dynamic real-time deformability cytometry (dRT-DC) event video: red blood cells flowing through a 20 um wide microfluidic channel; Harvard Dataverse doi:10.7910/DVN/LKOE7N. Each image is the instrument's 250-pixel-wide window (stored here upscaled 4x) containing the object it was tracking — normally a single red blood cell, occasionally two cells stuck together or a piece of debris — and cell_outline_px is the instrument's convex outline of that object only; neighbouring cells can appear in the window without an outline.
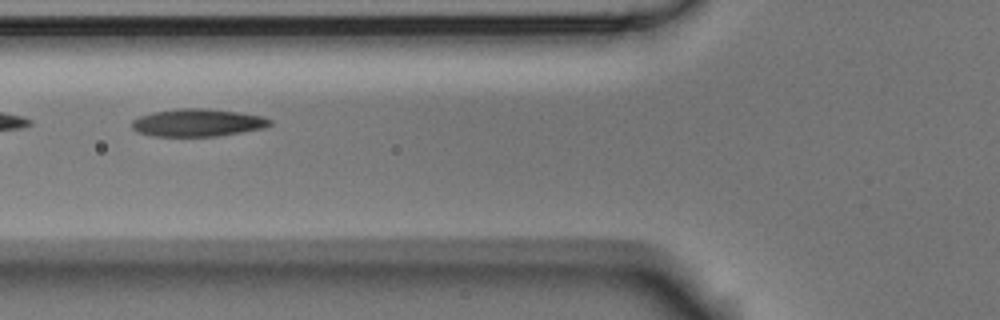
{"species": "Egyptian fruit bat (a non-hibernating species)", "species_latin": "Rousettus aegyptiacus", "temperature_condition": "room temperature", "stored_images_in_passage": 5, "camera_frame_rate_fps": 3000, "um_per_image_px": 0.085, "animal": {"sex": "male"}, "frame": {"image": 1, "passage_image": 3, "time_ms": 0.667, "image_size_px": [1000, 320], "cell_outline_px": [[272, 124], [264, 128], [216, 136], [152, 136], [140, 132], [132, 128], [132, 120], [140, 116], [152, 112], [176, 108], [204, 108], [240, 112], [264, 116], [272, 120]], "centroid_in_image_um": [16.82, 10.41], "position_along_channel_um": 109.0, "area_um2": 22.25}}
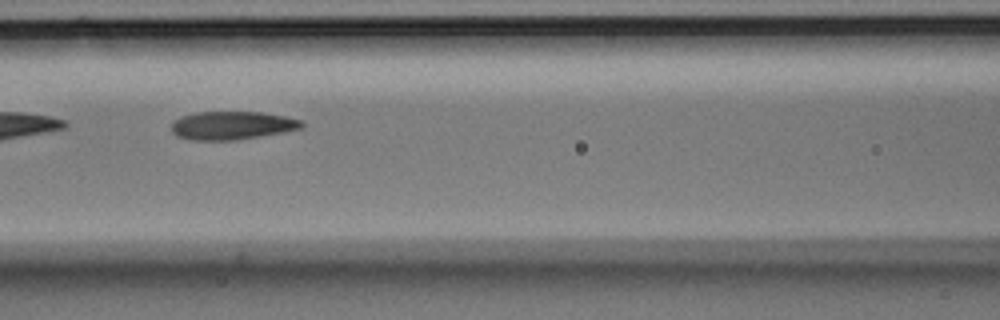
{"frame": {"image": 2, "passage_image": 4, "time_ms": 1.0, "image_size_px": [1000, 320], "cell_outline_px": [[304, 124], [300, 128], [260, 136], [236, 140], [192, 140], [176, 136], [172, 132], [172, 124], [180, 116], [196, 112], [264, 112], [304, 120]], "centroid_in_image_um": [19.71, 10.65], "position_along_channel_um": 146.9, "area_um2": 21.39}}
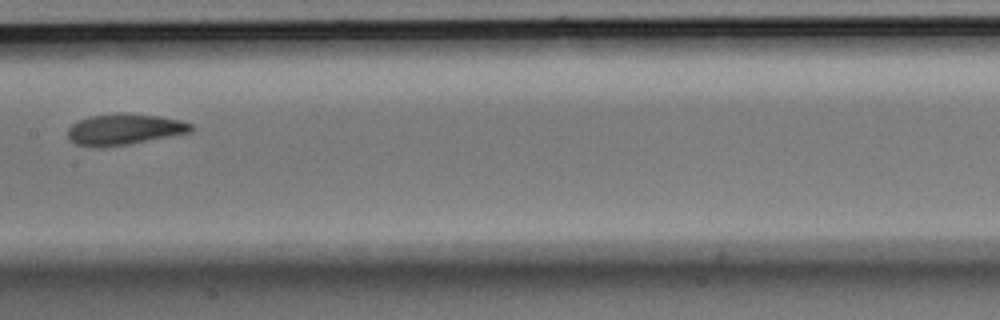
{"frame": {"image": 3, "passage_image": 5, "time_ms": 1.333, "image_size_px": [1000, 320], "cell_outline_px": [[192, 132], [128, 144], [104, 148], [92, 148], [76, 144], [68, 140], [68, 128], [72, 124], [80, 120], [92, 116], [116, 112], [124, 112], [160, 116], [180, 120], [192, 124]], "centroid_in_image_um": [10.53, 11.0], "position_along_channel_um": 196.9, "area_um2": 22.6}}